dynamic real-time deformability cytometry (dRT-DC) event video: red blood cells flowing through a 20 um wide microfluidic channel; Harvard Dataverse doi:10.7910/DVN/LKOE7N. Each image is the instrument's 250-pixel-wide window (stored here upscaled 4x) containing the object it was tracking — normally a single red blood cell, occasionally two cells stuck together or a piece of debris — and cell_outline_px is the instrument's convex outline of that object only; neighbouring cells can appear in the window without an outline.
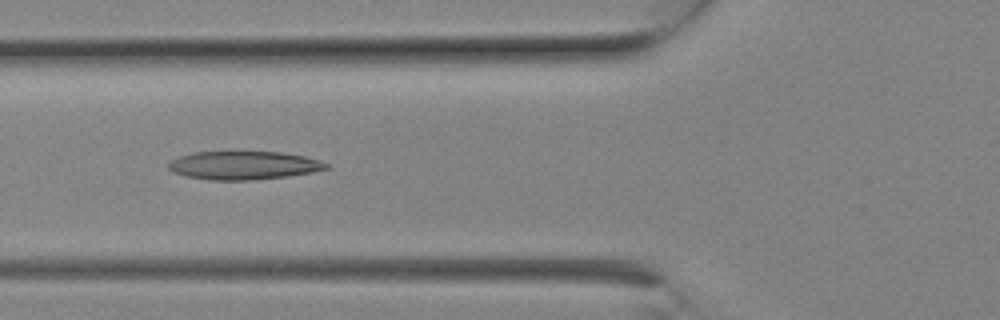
{"species": "Egyptian fruit bat (a non-hibernating species)", "species_latin": "Rousettus aegyptiacus", "temperature_condition": "room temperature", "stored_images_in_passage": 8, "camera_frame_rate_fps": 3000, "um_per_image_px": 0.085, "animal": {"sex": "female"}, "frame": {"image": 1, "passage_image": 7, "time_ms": 2.0, "image_size_px": [1000, 320], "cell_outline_px": [[328, 168], [312, 172], [288, 176], [252, 180], [208, 180], [188, 176], [172, 172], [168, 168], [168, 164], [172, 160], [180, 156], [192, 152], [280, 152], [304, 156], [320, 160], [328, 164]], "centroid_in_image_um": [20.7, 14.06], "position_along_channel_um": 105.1, "area_um2": 25.95}}
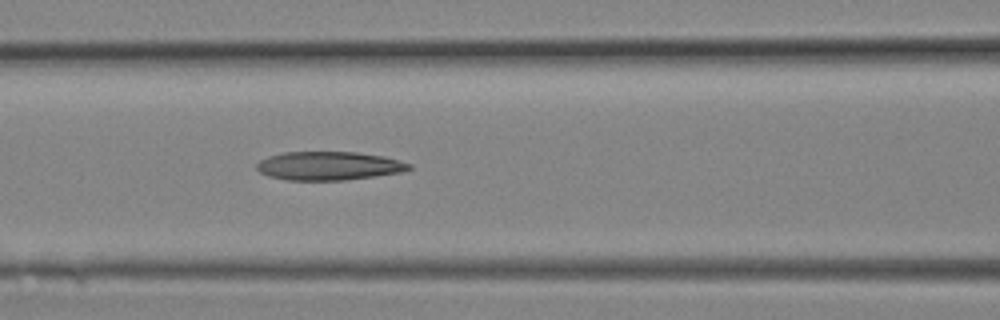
{"frame": {"image": 2, "passage_image": 8, "time_ms": 2.333, "image_size_px": [1000, 320], "cell_outline_px": [[412, 168], [400, 172], [344, 180], [288, 180], [268, 176], [260, 172], [256, 168], [256, 164], [260, 160], [268, 156], [284, 152], [356, 152], [384, 156], [412, 164]], "centroid_in_image_um": [27.92, 14.09], "position_along_channel_um": 138.7, "area_um2": 25.26}}